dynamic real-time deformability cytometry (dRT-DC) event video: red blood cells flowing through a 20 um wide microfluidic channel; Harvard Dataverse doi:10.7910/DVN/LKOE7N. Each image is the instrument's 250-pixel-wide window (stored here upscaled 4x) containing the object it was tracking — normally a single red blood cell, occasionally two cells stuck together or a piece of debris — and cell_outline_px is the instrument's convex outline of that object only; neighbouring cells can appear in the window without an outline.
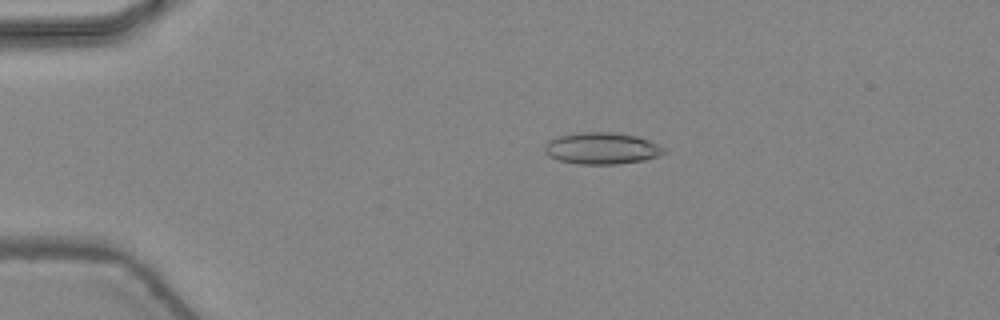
{"species": "common noctule bat (a hibernating species)", "species_latin": "Nyctalus noctula", "temperature_condition": "warm", "stored_images_in_passage": 40, "camera_frame_rate_fps": 3000, "um_per_image_px": 0.085, "animal": {"sex": "female", "body_mass_g": 24.6, "forearm_length_mm": 56.2}, "frame": {"image": 1, "passage_image": 4, "time_ms": 1.0, "image_size_px": [1000, 320], "cell_outline_px": [[664, 152], [660, 156], [644, 160], [616, 164], [580, 164], [560, 160], [548, 156], [544, 152], [544, 144], [548, 140], [556, 136], [576, 132], [612, 132], [636, 136], [648, 140], [664, 148]], "centroid_in_image_um": [51.09, 12.6], "position_along_channel_um": 33.9, "area_um2": 22.08}}
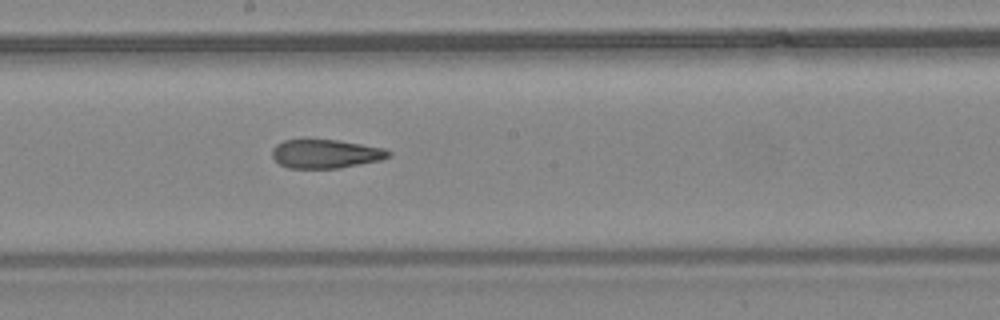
{"frame": {"image": 2, "passage_image": 20, "time_ms": 6.333, "image_size_px": [1000, 320], "cell_outline_px": [[392, 152], [388, 156], [380, 160], [336, 168], [288, 168], [280, 164], [272, 156], [272, 148], [276, 144], [284, 140], [336, 140], [384, 148]], "centroid_in_image_um": [27.64, 13.07], "position_along_channel_um": 220.6, "area_um2": 19.19}}
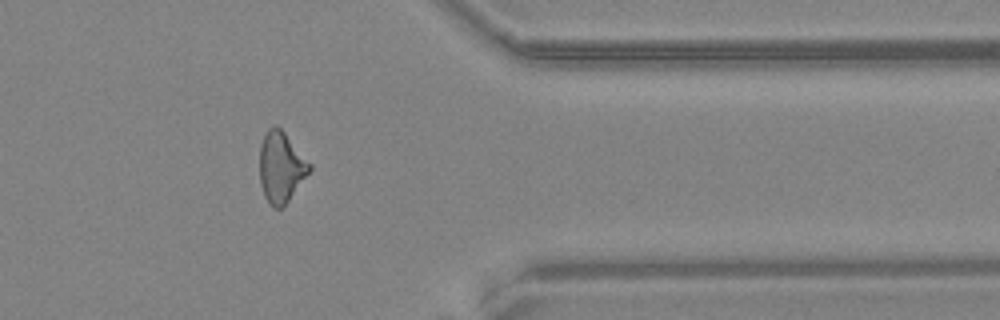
{"frame": {"image": 3, "passage_image": 32, "time_ms": 10.333, "image_size_px": [1000, 320], "cell_outline_px": [[312, 168], [284, 208], [272, 208], [268, 204], [264, 196], [260, 184], [260, 144], [268, 128], [276, 124], [284, 132], [312, 164]], "centroid_in_image_um": [23.89, 14.24], "position_along_channel_um": 387.5, "area_um2": 20.81}, "authors_computed_cell_mechanics": {"area_um2": 20.6346, "velocity_mm_per_s": 4.4994, "shape_relaxation_time_tau1_ms": null, "shape_relaxation_time_tau2_ms": 2.1106, "deformation_change_tau1": null, "deformation_change_tau2": 0.116}}